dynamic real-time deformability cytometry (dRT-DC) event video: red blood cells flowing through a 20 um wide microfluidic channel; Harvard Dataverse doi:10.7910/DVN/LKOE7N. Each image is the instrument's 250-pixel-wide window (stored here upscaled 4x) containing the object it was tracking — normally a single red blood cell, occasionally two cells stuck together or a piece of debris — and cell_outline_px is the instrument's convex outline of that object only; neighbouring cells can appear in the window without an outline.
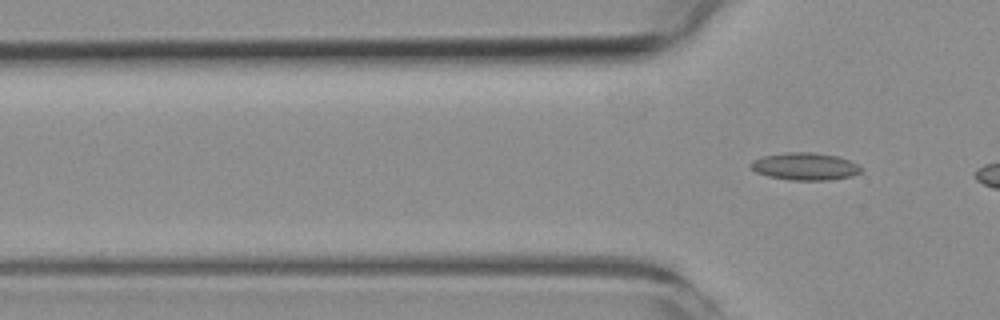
{"species": "common noctule bat (a hibernating species)", "species_latin": "Nyctalus noctula", "temperature_condition": "room temperature", "stored_images_in_passage": 3, "camera_frame_rate_fps": 3000, "um_per_image_px": 0.085, "animal": {"sex": "female", "body_mass_g": 19.3, "forearm_length_mm": 54.1}, "frame": {"image": 1, "passage_image": 3, "time_ms": 3.0, "image_size_px": [1000, 320], "cell_outline_px": [[864, 168], [860, 172], [852, 176], [832, 180], [792, 180], [768, 176], [756, 172], [748, 164], [752, 160], [764, 156], [788, 152], [812, 152], [836, 156], [848, 160]], "centroid_in_image_um": [68.42, 14.15], "position_along_channel_um": 57.4, "area_um2": 17.57}}